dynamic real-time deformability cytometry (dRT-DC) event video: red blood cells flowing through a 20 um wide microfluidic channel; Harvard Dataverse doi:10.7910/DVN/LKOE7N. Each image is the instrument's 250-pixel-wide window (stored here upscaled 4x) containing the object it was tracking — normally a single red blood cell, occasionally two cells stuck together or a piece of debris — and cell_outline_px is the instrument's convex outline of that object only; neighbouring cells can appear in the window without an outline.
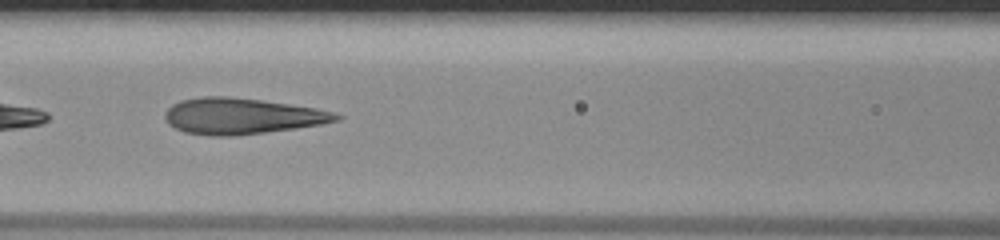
{"species": "human", "species_latin": "Homo sapiens", "temperature_condition": "room temperature", "stored_images_in_passage": 43, "segment_of_instrument_passage": [2, 2], "camera_frame_rate_fps": 3000, "um_per_image_px": 0.085, "donor": {"sex": "male"}, "frame": {"image": 1, "passage_image": 16, "time_ms": 5.0, "image_size_px": [1000, 240], "cell_outline_px": [[344, 116], [340, 120], [320, 124], [296, 128], [236, 136], [212, 136], [184, 132], [168, 124], [164, 116], [164, 112], [172, 104], [180, 100], [204, 96], [228, 96], [260, 100], [316, 108], [332, 112]], "centroid_in_image_um": [20.52, 9.87], "position_along_channel_um": 146.1, "area_um2": 35.95}}
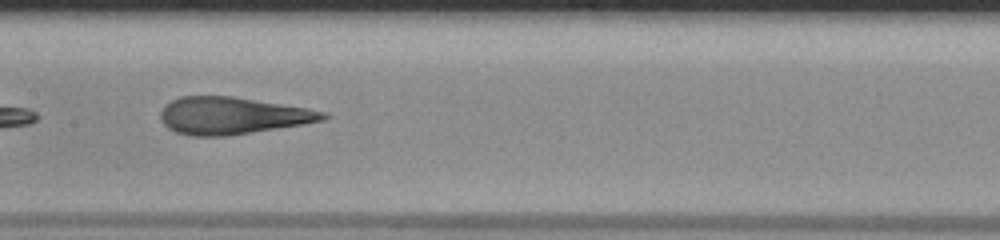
{"frame": {"image": 2, "passage_image": 19, "time_ms": 6.0, "image_size_px": [1000, 240], "cell_outline_px": [[328, 116], [324, 120], [228, 136], [192, 136], [176, 132], [168, 128], [160, 120], [160, 112], [164, 104], [180, 96], [232, 96], [308, 108], [328, 112]], "centroid_in_image_um": [19.7, 9.82], "position_along_channel_um": 187.7, "area_um2": 35.08}}
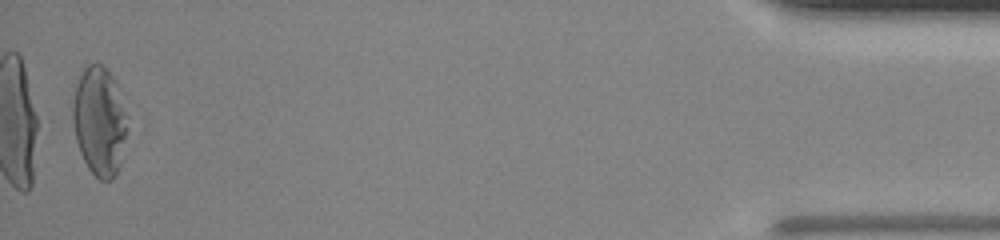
{"frame": {"image": 3, "passage_image": 42, "time_ms": 13.667, "image_size_px": [1000, 240], "cell_outline_px": [[128, 116], [120, 164], [112, 180], [100, 180], [88, 168], [80, 152], [76, 140], [72, 120], [72, 108], [76, 88], [80, 76], [84, 68], [88, 64], [100, 64], [112, 76], [116, 84]], "centroid_in_image_um": [8.44, 10.31], "position_along_channel_um": 426.8, "area_um2": 34.16}}